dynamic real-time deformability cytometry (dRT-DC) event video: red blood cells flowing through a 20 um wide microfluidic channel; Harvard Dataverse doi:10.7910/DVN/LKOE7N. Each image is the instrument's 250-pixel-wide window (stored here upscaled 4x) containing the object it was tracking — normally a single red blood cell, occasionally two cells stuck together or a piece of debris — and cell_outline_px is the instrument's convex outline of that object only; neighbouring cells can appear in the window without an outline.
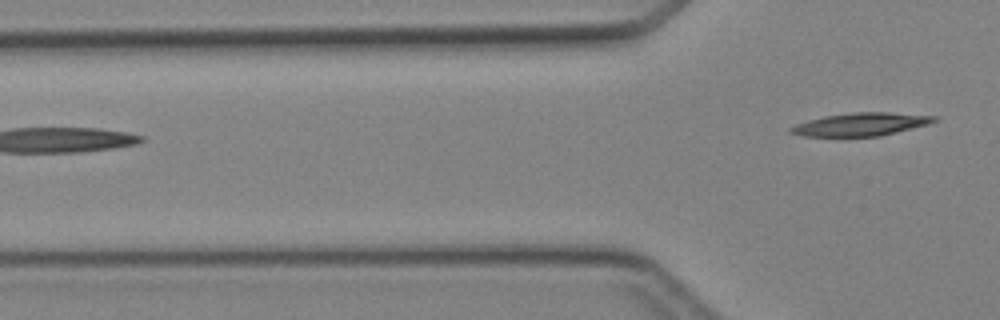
{"species": "Egyptian fruit bat (a non-hibernating species)", "species_latin": "Rousettus aegyptiacus", "temperature_condition": "cold", "stored_images_in_passage": 3, "camera_frame_rate_fps": 3000, "um_per_image_px": 0.085, "animal": {"sex": "female"}, "frame": {"image": 1, "passage_image": 3, "time_ms": 3.333, "image_size_px": [1000, 320], "cell_outline_px": [[940, 120], [928, 124], [880, 136], [804, 136], [788, 132], [788, 128], [796, 124], [808, 120], [824, 116], [852, 112], [888, 112], [936, 116]], "centroid_in_image_um": [73.17, 10.56], "position_along_channel_um": 52.6, "area_um2": 19.19}}